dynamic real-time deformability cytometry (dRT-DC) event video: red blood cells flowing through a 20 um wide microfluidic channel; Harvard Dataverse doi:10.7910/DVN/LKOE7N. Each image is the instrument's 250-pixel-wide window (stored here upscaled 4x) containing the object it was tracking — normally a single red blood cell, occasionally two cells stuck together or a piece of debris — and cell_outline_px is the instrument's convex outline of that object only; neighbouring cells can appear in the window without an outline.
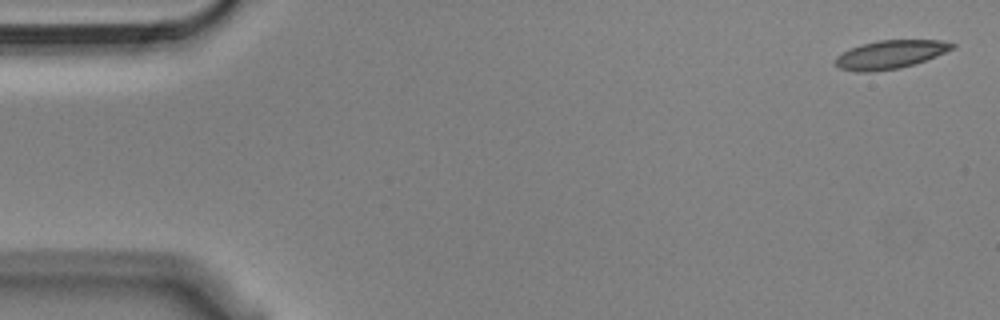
{"species": "Egyptian fruit bat (a non-hibernating species)", "species_latin": "Rousettus aegyptiacus", "temperature_condition": "cold", "stored_images_in_passage": 54, "camera_frame_rate_fps": 3000, "um_per_image_px": 0.085, "animal": {"sex": "male"}, "frame": {"image": 1, "passage_image": 1, "time_ms": 0.0, "image_size_px": [1000, 320], "cell_outline_px": [[956, 48], [936, 56], [900, 68], [872, 72], [856, 72], [840, 68], [836, 64], [836, 56], [860, 44], [880, 40], [940, 40], [956, 44]], "centroid_in_image_um": [75.69, 4.63], "position_along_channel_um": 9.3, "area_um2": 19.19}}
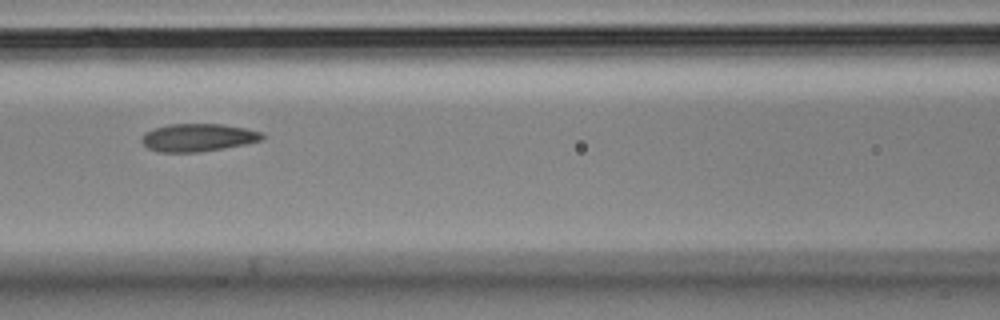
{"frame": {"image": 2, "passage_image": 23, "time_ms": 7.333, "image_size_px": [1000, 320], "cell_outline_px": [[264, 140], [224, 148], [200, 152], [160, 152], [148, 148], [140, 140], [144, 132], [168, 124], [224, 124], [264, 132]], "centroid_in_image_um": [16.85, 11.69], "position_along_channel_um": 149.8, "area_um2": 19.59}}
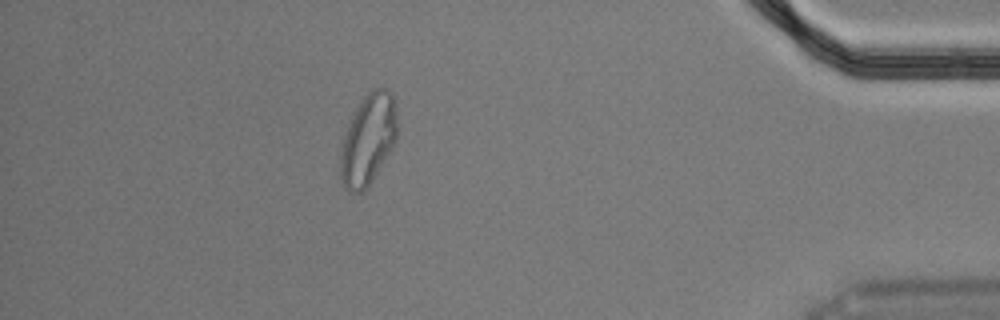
{"frame": {"image": 3, "passage_image": 48, "time_ms": 15.667, "image_size_px": [1000, 320], "cell_outline_px": [[396, 140], [392, 148], [368, 188], [360, 192], [348, 192], [340, 176], [340, 156], [344, 136], [352, 116], [356, 108], [364, 96], [372, 88], [388, 88], [392, 92], [396, 104]], "centroid_in_image_um": [31.3, 11.84], "position_along_channel_um": 403.9, "area_um2": 30.0}, "authors_computed_cell_mechanics": {"area_um2": 20.1144, "velocity_mm_per_s": 3.6165, "shape_relaxation_time_tau1_ms": null, "shape_relaxation_time_tau2_ms": 3.4758, "deformation_change_tau1": null, "deformation_change_tau2": 0.0926}}